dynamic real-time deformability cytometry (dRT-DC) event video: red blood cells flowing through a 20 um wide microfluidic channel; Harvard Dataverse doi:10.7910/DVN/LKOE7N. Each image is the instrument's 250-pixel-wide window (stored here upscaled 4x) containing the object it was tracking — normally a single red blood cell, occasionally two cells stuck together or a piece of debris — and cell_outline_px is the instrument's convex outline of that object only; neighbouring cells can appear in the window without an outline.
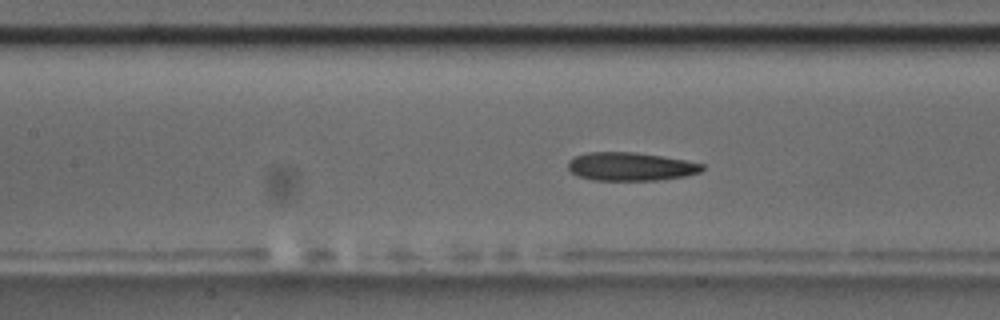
{"species": "common noctule bat (a hibernating species)", "species_latin": "Nyctalus noctula", "temperature_condition": "room temperature", "stored_images_in_passage": 49, "camera_frame_rate_fps": 3000, "um_per_image_px": 0.085, "animal": {"sex": "male", "body_mass_g": 17.5, "forearm_length_mm": 52.3}, "frame": {"image": 1, "passage_image": 25, "time_ms": 8.0, "image_size_px": [1000, 320], "cell_outline_px": [[704, 168], [700, 172], [684, 176], [656, 180], [592, 180], [580, 176], [572, 172], [568, 168], [568, 160], [576, 156], [588, 152], [632, 152], [660, 156], [684, 160], [704, 164]], "centroid_in_image_um": [53.58, 14.15], "position_along_channel_um": 153.8, "area_um2": 21.91}}
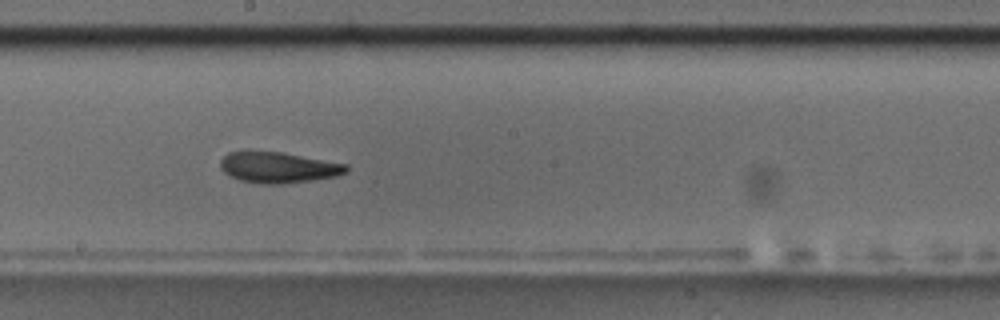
{"frame": {"image": 2, "passage_image": 31, "time_ms": 10.0, "image_size_px": [1000, 320], "cell_outline_px": [[348, 172], [336, 176], [312, 180], [280, 184], [260, 184], [240, 180], [224, 172], [220, 168], [220, 160], [228, 152], [248, 148], [280, 152], [348, 164]], "centroid_in_image_um": [23.6, 14.2], "position_along_channel_um": 224.6, "area_um2": 23.18}}
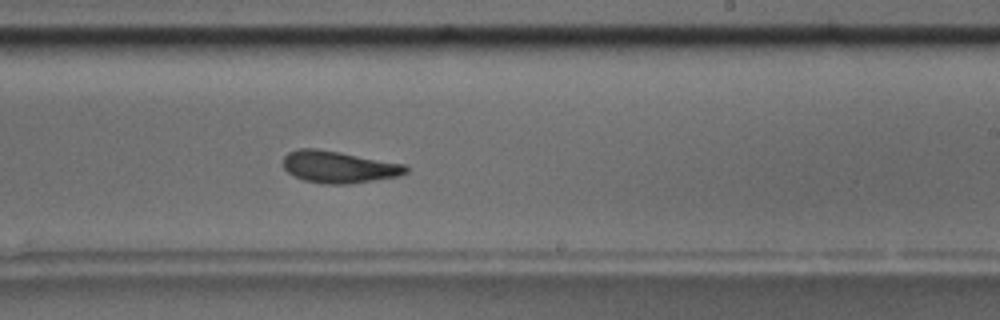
{"frame": {"image": 3, "passage_image": 34, "time_ms": 11.0, "image_size_px": [1000, 320], "cell_outline_px": [[408, 172], [400, 176], [348, 184], [324, 184], [304, 180], [288, 172], [284, 168], [284, 156], [288, 152], [300, 148], [316, 148], [340, 152], [408, 164]], "centroid_in_image_um": [28.84, 14.18], "position_along_channel_um": 260.2, "area_um2": 22.95}, "authors_computed_cell_mechanics": {"area_um2": 22.3108, "velocity_mm_per_s": 3.5729, "shape_relaxation_time_tau1_ms": 5.7334, "shape_relaxation_time_tau2_ms": 3.213, "deformation_change_tau1": 0.1692, "deformation_change_tau2": 0.1099}}